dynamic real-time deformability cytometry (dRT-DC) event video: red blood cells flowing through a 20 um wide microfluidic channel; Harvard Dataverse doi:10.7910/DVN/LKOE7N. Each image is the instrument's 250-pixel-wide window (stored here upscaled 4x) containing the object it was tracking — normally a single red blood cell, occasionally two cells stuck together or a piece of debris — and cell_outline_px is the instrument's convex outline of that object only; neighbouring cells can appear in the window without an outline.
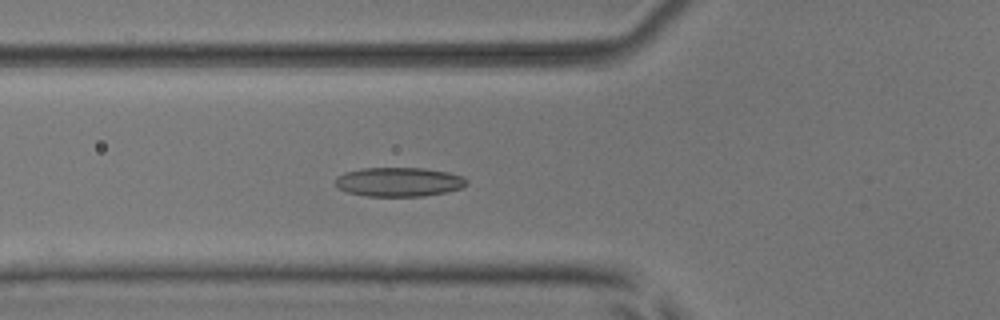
{"species": "common noctule bat (a hibernating species)", "species_latin": "Nyctalus noctula", "temperature_condition": "room temperature", "stored_images_in_passage": 37, "camera_frame_rate_fps": 3000, "um_per_image_px": 0.085, "animal": {"sex": "male", "body_mass_g": 17.9, "forearm_length_mm": 54.2}, "frame": {"image": 1, "passage_image": 3, "time_ms": 0.667, "image_size_px": [1000, 320], "cell_outline_px": [[468, 184], [460, 188], [444, 192], [424, 196], [368, 196], [348, 192], [336, 188], [336, 176], [344, 172], [360, 168], [424, 168], [448, 172], [460, 176], [468, 180]], "centroid_in_image_um": [33.87, 15.46], "position_along_channel_um": 91.9, "area_um2": 22.31}}
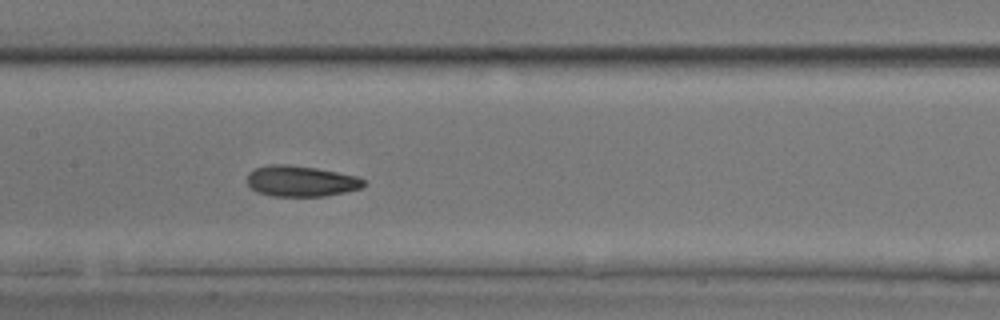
{"frame": {"image": 2, "passage_image": 10, "time_ms": 3.0, "image_size_px": [1000, 320], "cell_outline_px": [[364, 184], [360, 188], [344, 192], [324, 196], [272, 196], [256, 192], [248, 184], [248, 172], [256, 168], [268, 164], [288, 164], [316, 168], [356, 176], [364, 180]], "centroid_in_image_um": [25.53, 15.39], "position_along_channel_um": 181.9, "area_um2": 20.81}}
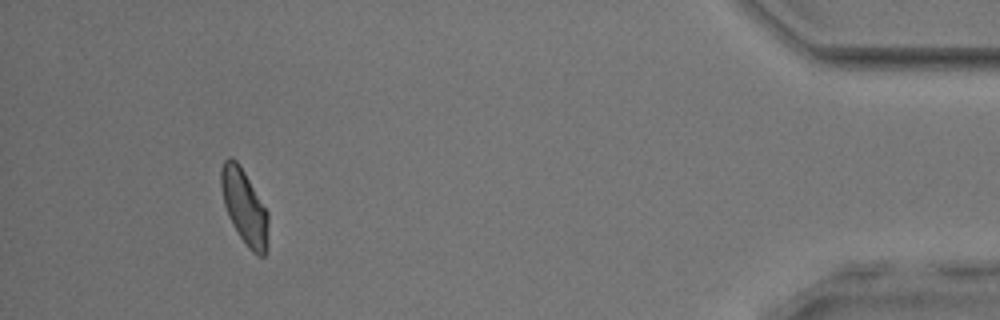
{"frame": {"image": 3, "passage_image": 33, "time_ms": 10.667, "image_size_px": [1000, 320], "cell_outline_px": [[268, 248], [264, 256], [256, 256], [248, 248], [232, 224], [228, 216], [224, 204], [220, 184], [220, 168], [224, 160], [228, 156], [232, 156], [240, 164], [268, 212]], "centroid_in_image_um": [20.77, 17.58], "position_along_channel_um": 414.4, "area_um2": 20.87}, "authors_computed_cell_mechanics": {"area_um2": 20.5768, "velocity_mm_per_s": 3.8559, "shape_relaxation_time_tau1_ms": 5.7721, "shape_relaxation_time_tau2_ms": 2.642, "deformation_change_tau1": 0.1194, "deformation_change_tau2": 0.0939}}